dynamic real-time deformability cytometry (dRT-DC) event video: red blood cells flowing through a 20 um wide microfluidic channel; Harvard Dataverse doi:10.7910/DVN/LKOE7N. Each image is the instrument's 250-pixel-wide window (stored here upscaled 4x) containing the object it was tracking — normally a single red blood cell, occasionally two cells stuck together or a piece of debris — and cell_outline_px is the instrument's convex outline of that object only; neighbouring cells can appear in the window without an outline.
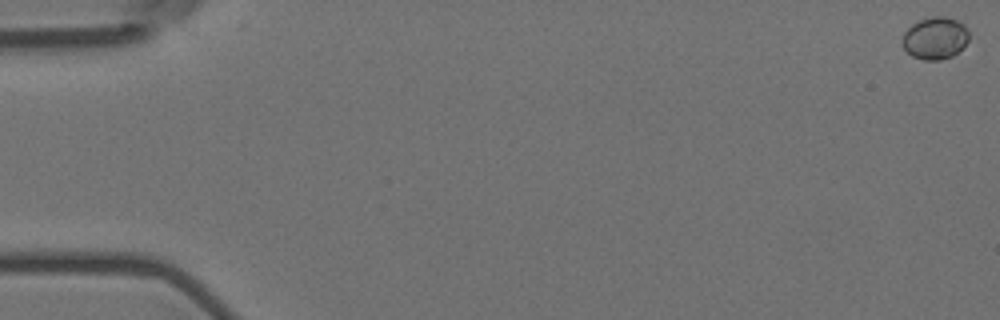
{"species": "Egyptian fruit bat (a non-hibernating species)", "species_latin": "Rousettus aegyptiacus", "temperature_condition": "room temperature", "stored_images_in_passage": 32, "camera_frame_rate_fps": 3000, "um_per_image_px": 0.085, "animal": {"sex": "female"}, "frame": {"image": 1, "passage_image": 1, "time_ms": 0.0, "image_size_px": [1000, 320], "cell_outline_px": [[968, 40], [952, 56], [940, 60], [924, 60], [912, 56], [904, 48], [904, 32], [912, 24], [920, 20], [932, 16], [944, 16], [956, 20], [964, 24], [968, 32]], "centroid_in_image_um": [79.49, 3.23], "position_along_channel_um": 5.5, "area_um2": 16.07}}
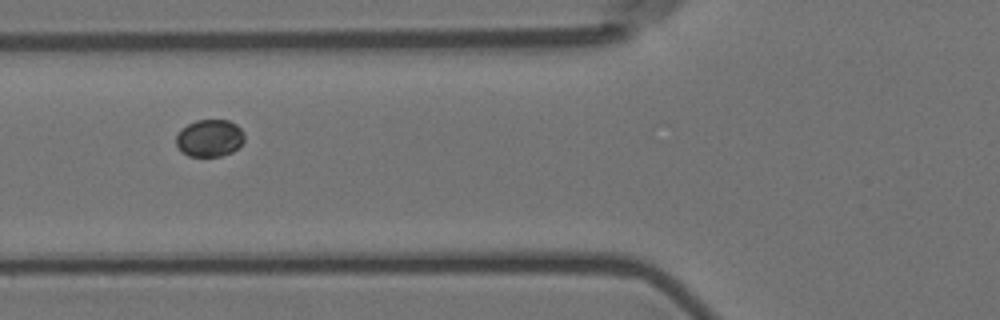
{"frame": {"image": 2, "passage_image": 23, "time_ms": 7.333, "image_size_px": [1000, 320], "cell_outline_px": [[244, 140], [232, 152], [220, 156], [188, 156], [180, 152], [176, 144], [176, 136], [188, 124], [196, 120], [228, 120], [236, 124], [244, 132]], "centroid_in_image_um": [17.81, 11.74], "position_along_channel_um": 108.0, "area_um2": 14.74}}
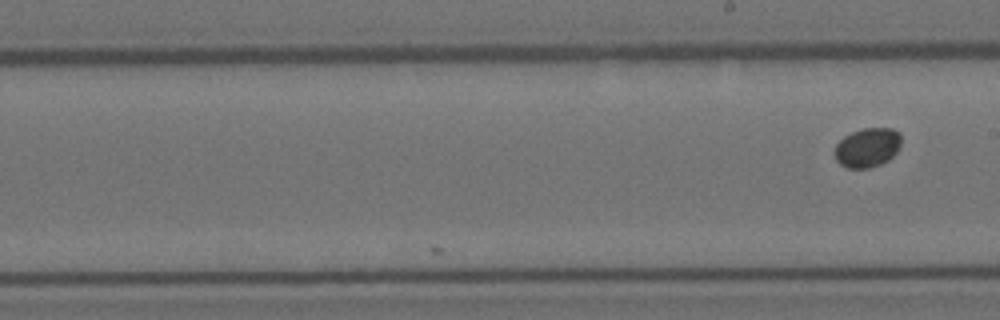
{"frame": {"image": 3, "passage_image": 32, "time_ms": 10.333, "image_size_px": [1000, 320], "cell_outline_px": [[900, 148], [888, 160], [880, 164], [868, 168], [848, 168], [840, 164], [836, 160], [832, 152], [836, 144], [844, 136], [852, 132], [864, 128], [892, 128], [900, 132]], "centroid_in_image_um": [73.7, 12.54], "position_along_channel_um": 215.3, "area_um2": 15.37}}